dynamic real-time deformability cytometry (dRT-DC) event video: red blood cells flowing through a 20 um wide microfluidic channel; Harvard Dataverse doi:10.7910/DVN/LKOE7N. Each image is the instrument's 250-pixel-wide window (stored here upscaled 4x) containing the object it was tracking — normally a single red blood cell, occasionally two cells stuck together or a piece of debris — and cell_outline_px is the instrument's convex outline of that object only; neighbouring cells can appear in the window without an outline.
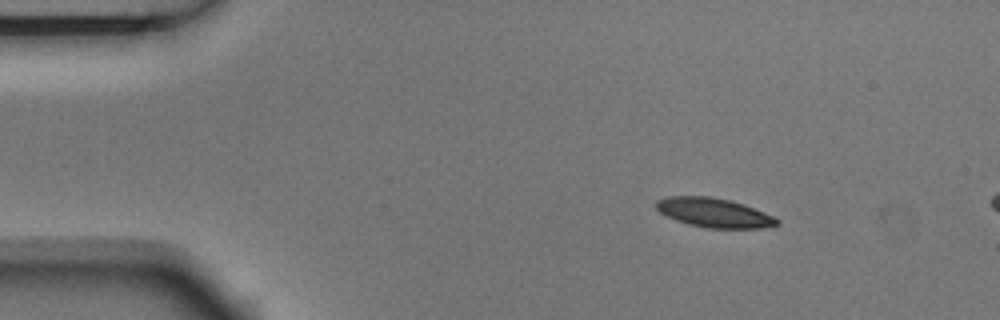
{"species": "Egyptian fruit bat (a non-hibernating species)", "species_latin": "Rousettus aegyptiacus", "temperature_condition": "room temperature", "stored_images_in_passage": 4, "camera_frame_rate_fps": 3000, "um_per_image_px": 0.085, "animal": {"sex": "male"}, "frame": {"image": 1, "passage_image": 1, "time_ms": 0.0, "image_size_px": [1000, 320], "cell_outline_px": [[780, 224], [760, 228], [708, 228], [688, 224], [676, 220], [660, 212], [656, 208], [656, 200], [668, 196], [708, 196], [728, 200], [744, 204], [764, 212], [780, 220]], "centroid_in_image_um": [60.69, 18.08], "position_along_channel_um": 24.3, "area_um2": 20.46}}